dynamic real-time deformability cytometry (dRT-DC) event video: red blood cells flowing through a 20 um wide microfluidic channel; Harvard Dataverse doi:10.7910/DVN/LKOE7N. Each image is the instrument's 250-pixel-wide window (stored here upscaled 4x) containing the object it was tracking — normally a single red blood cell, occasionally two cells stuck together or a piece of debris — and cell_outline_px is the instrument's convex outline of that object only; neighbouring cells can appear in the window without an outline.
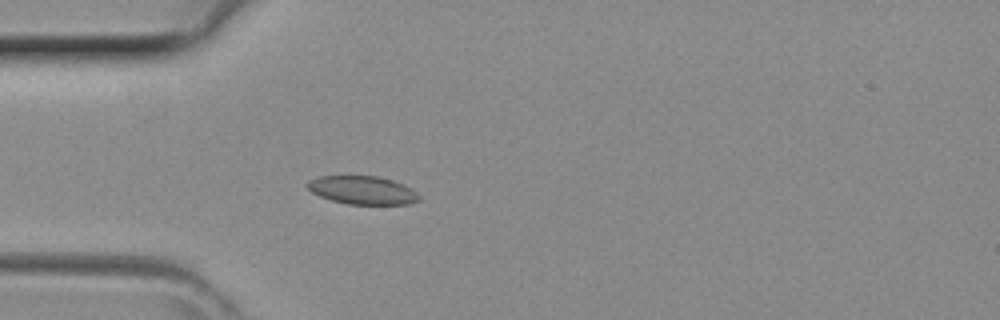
{"species": "common noctule bat (a hibernating species)", "species_latin": "Nyctalus noctula", "temperature_condition": "room temperature", "stored_images_in_passage": 40, "camera_frame_rate_fps": 3000, "um_per_image_px": 0.085, "animal": {"sex": "female", "body_mass_g": 29.2, "forearm_length_mm": 56.3}, "frame": {"image": 1, "passage_image": 11, "time_ms": 3.333, "image_size_px": [1000, 320], "cell_outline_px": [[420, 200], [408, 204], [348, 204], [332, 200], [320, 196], [312, 192], [308, 188], [308, 180], [320, 176], [376, 176], [392, 180], [404, 184], [416, 192], [420, 196]], "centroid_in_image_um": [30.83, 16.16], "position_along_channel_um": 54.2, "area_um2": 18.26}}
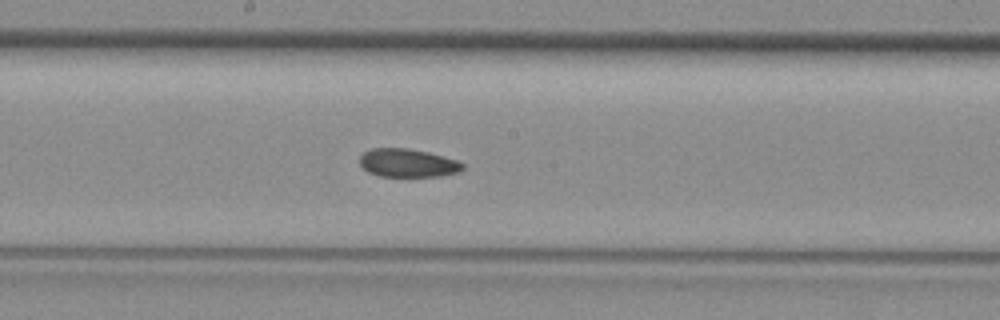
{"frame": {"image": 2, "passage_image": 21, "time_ms": 6.667, "image_size_px": [1000, 320], "cell_outline_px": [[464, 168], [460, 172], [440, 176], [380, 176], [368, 172], [360, 164], [360, 156], [364, 152], [372, 148], [408, 148], [428, 152], [456, 160], [464, 164]], "centroid_in_image_um": [34.66, 13.85], "position_along_channel_um": 213.5, "area_um2": 16.94}}
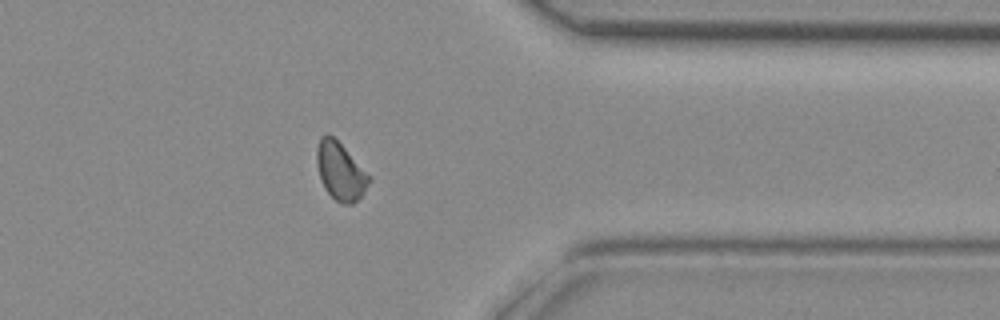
{"frame": {"image": 3, "passage_image": 32, "time_ms": 10.333, "image_size_px": [1000, 320], "cell_outline_px": [[372, 180], [364, 192], [352, 204], [344, 204], [336, 200], [324, 188], [320, 180], [316, 160], [316, 148], [320, 136], [328, 132], [372, 176]], "centroid_in_image_um": [28.93, 14.54], "position_along_channel_um": 382.5, "area_um2": 17.63}}